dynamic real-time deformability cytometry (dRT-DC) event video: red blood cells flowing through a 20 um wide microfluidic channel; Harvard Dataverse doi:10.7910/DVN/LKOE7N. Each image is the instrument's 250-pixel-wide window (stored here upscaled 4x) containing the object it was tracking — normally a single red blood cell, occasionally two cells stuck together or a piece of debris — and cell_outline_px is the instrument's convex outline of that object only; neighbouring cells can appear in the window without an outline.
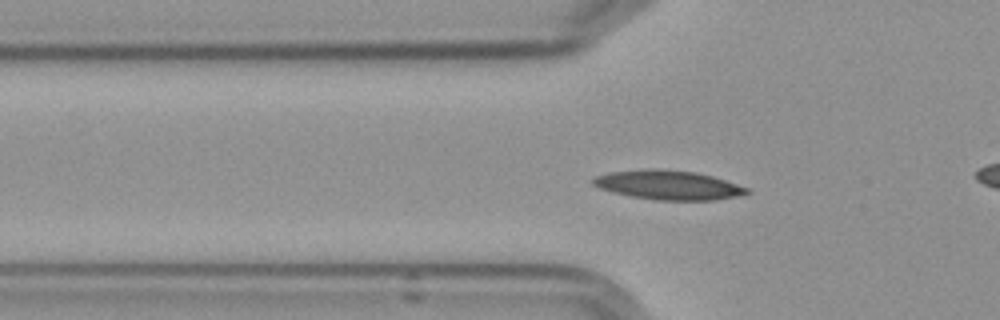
{"species": "Egyptian fruit bat (a non-hibernating species)", "species_latin": "Rousettus aegyptiacus", "temperature_condition": "cold", "stored_images_in_passage": 59, "camera_frame_rate_fps": 3000, "um_per_image_px": 0.085, "frame": {"image": 1, "passage_image": 20, "time_ms": 6.333, "image_size_px": [1000, 320], "cell_outline_px": [[748, 192], [736, 196], [712, 200], [656, 200], [632, 196], [612, 192], [600, 188], [592, 184], [592, 180], [596, 176], [608, 172], [648, 168], [656, 168], [696, 172], [712, 176], [748, 188]], "centroid_in_image_um": [56.75, 15.71], "position_along_channel_um": 69.1, "area_um2": 26.01}}
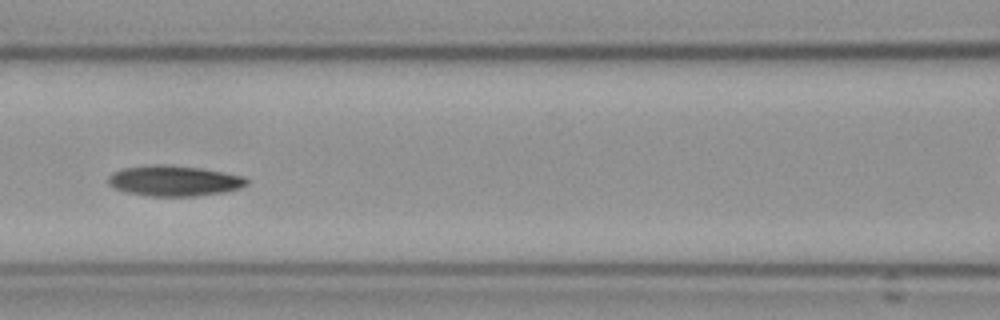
{"frame": {"image": 2, "passage_image": 27, "time_ms": 8.667, "image_size_px": [1000, 320], "cell_outline_px": [[248, 184], [240, 188], [224, 192], [196, 196], [144, 196], [124, 192], [108, 184], [108, 176], [112, 172], [124, 168], [156, 164], [164, 164], [200, 168], [244, 176], [248, 180]], "centroid_in_image_um": [14.78, 15.37], "position_along_channel_um": 151.8, "area_um2": 24.74}}
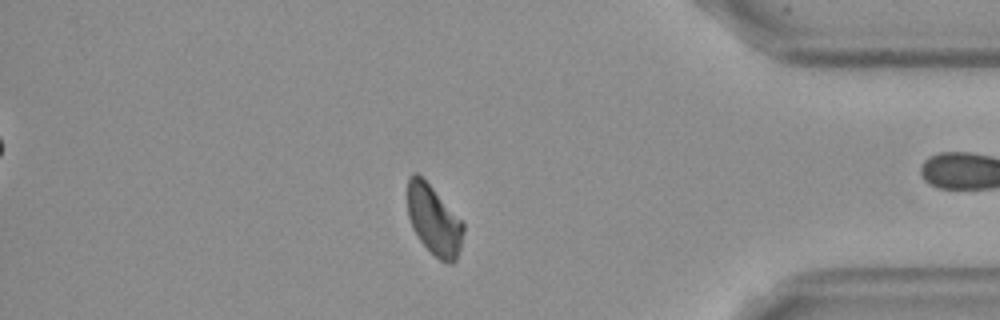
{"frame": {"image": 3, "passage_image": 50, "time_ms": 16.333, "image_size_px": [1000, 320], "cell_outline_px": [[464, 232], [460, 248], [456, 260], [452, 264], [448, 264], [440, 260], [420, 240], [412, 228], [408, 216], [408, 176], [412, 172], [416, 172], [432, 188], [464, 224]], "centroid_in_image_um": [36.87, 18.73], "position_along_channel_um": 398.3, "area_um2": 22.25}}